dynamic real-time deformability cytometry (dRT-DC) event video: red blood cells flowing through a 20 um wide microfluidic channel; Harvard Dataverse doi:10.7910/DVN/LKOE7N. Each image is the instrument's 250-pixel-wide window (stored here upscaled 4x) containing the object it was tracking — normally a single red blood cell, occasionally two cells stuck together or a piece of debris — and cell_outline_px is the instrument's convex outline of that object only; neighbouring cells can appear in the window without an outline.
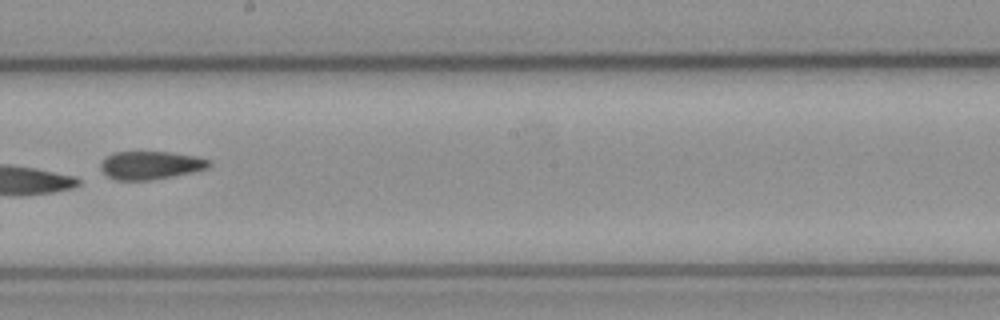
{"species": "common noctule bat (a hibernating species)", "species_latin": "Nyctalus noctula", "temperature_condition": "cold", "stored_images_in_passage": 9, "camera_frame_rate_fps": 3000, "um_per_image_px": 0.085, "animal": {"sex": "female", "body_mass_g": 21.9}, "frame": {"image": 1, "passage_image": 8, "time_ms": 2.333, "image_size_px": [1000, 320], "cell_outline_px": [[212, 164], [208, 168], [192, 172], [172, 176], [148, 180], [116, 180], [108, 176], [100, 168], [100, 164], [112, 152], [168, 152], [196, 156], [208, 160]], "centroid_in_image_um": [12.8, 14.04], "position_along_channel_um": 235.4, "area_um2": 17.57}}